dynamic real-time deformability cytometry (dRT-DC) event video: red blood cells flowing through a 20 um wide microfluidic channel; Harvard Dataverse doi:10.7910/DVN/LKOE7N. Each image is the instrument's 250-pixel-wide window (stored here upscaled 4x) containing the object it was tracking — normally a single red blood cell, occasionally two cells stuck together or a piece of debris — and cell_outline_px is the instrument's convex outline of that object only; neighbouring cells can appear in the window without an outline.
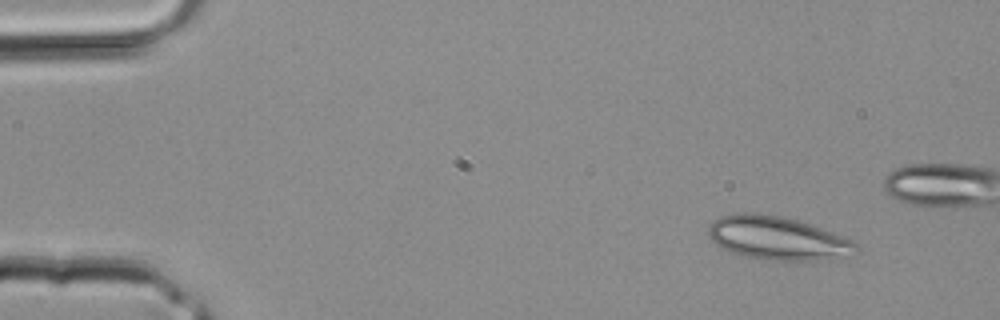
{"species": "common noctule bat (a hibernating species)", "species_latin": "Nyctalus noctula", "temperature_condition": "room temperature", "stored_images_in_passage": 4, "camera_frame_rate_fps": 3000, "um_per_image_px": 0.085, "animal": {"sex": "male", "body_mass_g": 20.4}, "frame": {"image": 1, "passage_image": 1, "time_ms": 0.0, "image_size_px": [1000, 320], "cell_outline_px": [[860, 252], [808, 260], [764, 260], [744, 256], [720, 248], [708, 236], [708, 224], [712, 220], [720, 216], [740, 212], [756, 212], [784, 216], [808, 224], [852, 240], [860, 244]], "centroid_in_image_um": [65.99, 20.22], "position_along_channel_um": 19.0, "area_um2": 37.17}}